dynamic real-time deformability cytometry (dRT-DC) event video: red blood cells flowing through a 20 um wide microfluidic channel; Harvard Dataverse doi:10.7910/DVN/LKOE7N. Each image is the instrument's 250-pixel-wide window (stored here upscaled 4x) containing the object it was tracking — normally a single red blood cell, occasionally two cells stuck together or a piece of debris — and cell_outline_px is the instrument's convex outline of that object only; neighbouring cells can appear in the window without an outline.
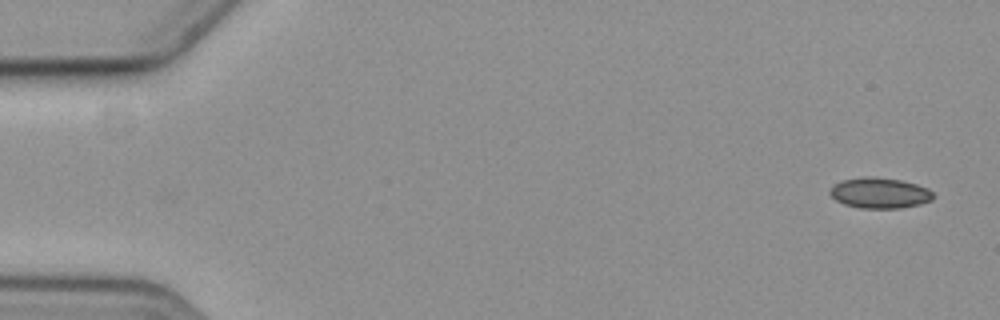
{"species": "common noctule bat (a hibernating species)", "species_latin": "Nyctalus noctula", "temperature_condition": "cold", "stored_images_in_passage": 2, "camera_frame_rate_fps": 3000, "um_per_image_px": 0.085, "animal": {"sex": "female", "body_mass_g": 19.3, "forearm_length_mm": 54.1}, "frame": {"image": 1, "passage_image": 2, "time_ms": 1.333, "image_size_px": [1000, 320], "cell_outline_px": [[936, 196], [932, 200], [920, 204], [900, 208], [860, 208], [844, 204], [836, 200], [828, 192], [832, 184], [840, 180], [864, 176], [872, 176], [900, 180], [916, 184], [928, 188]], "centroid_in_image_um": [74.75, 16.39], "position_along_channel_um": 10.2, "area_um2": 18.67}}